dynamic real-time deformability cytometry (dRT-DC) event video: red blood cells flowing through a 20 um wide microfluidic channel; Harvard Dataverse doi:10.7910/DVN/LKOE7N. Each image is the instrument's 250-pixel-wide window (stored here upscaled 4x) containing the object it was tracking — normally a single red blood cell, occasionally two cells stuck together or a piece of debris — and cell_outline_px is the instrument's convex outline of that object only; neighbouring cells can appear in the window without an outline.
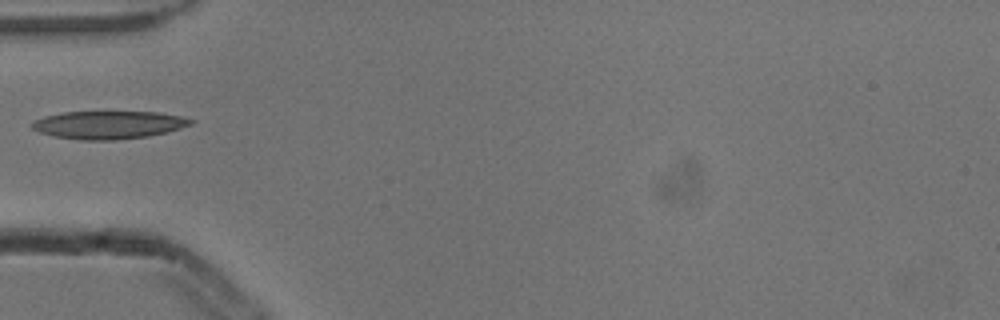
{"species": "common noctule bat (a hibernating species)", "species_latin": "Nyctalus noctula", "temperature_condition": "cold", "stored_images_in_passage": 3, "camera_frame_rate_fps": 3000, "um_per_image_px": 0.085, "animal": {"sex": "male", "body_mass_g": 13.3}, "frame": {"image": 1, "passage_image": 3, "time_ms": 0.667, "image_size_px": [1000, 320], "cell_outline_px": [[196, 120], [192, 124], [168, 132], [148, 136], [112, 140], [80, 140], [56, 136], [40, 132], [32, 128], [28, 124], [44, 116], [64, 112], [160, 112], [184, 116]], "centroid_in_image_um": [9.27, 10.6], "position_along_channel_um": 75.7, "area_um2": 25.89}}